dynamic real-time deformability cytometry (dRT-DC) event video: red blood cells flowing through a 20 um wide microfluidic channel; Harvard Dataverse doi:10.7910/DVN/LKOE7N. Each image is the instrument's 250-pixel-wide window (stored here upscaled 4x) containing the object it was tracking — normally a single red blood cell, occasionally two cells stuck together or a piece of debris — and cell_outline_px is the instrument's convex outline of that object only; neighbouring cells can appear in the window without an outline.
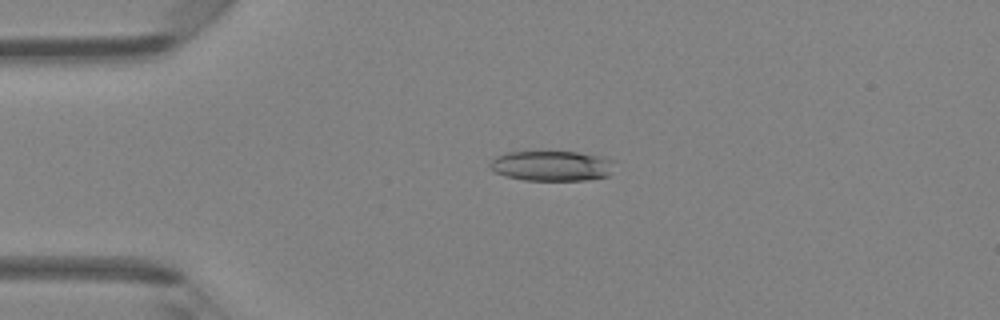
{"species": "Egyptian fruit bat (a non-hibernating species)", "species_latin": "Rousettus aegyptiacus", "temperature_condition": "room temperature", "stored_images_in_passage": 38, "camera_frame_rate_fps": 3000, "um_per_image_px": 0.085, "animal": {"sex": "female"}, "frame": {"image": 1, "passage_image": 2, "time_ms": 0.333, "image_size_px": [1000, 320], "cell_outline_px": [[616, 160], [608, 176], [584, 180], [524, 180], [504, 176], [488, 168], [488, 164], [496, 156], [508, 152], [544, 148], [576, 152], [600, 156]], "centroid_in_image_um": [46.85, 14.04], "position_along_channel_um": 38.2, "area_um2": 22.95}}
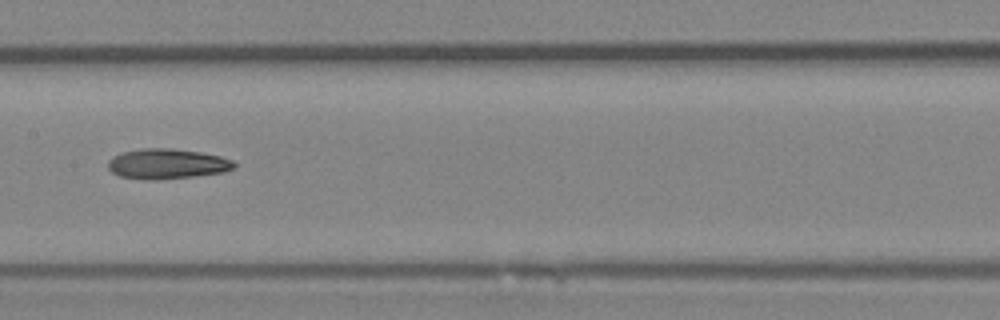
{"frame": {"image": 2, "passage_image": 15, "time_ms": 4.667, "image_size_px": [1000, 320], "cell_outline_px": [[236, 164], [232, 168], [224, 172], [192, 176], [152, 180], [144, 180], [120, 176], [112, 172], [108, 168], [108, 160], [112, 156], [124, 152], [144, 148], [172, 148], [200, 152], [220, 156], [232, 160]], "centroid_in_image_um": [14.17, 13.92], "position_along_channel_um": 193.2, "area_um2": 22.02}}
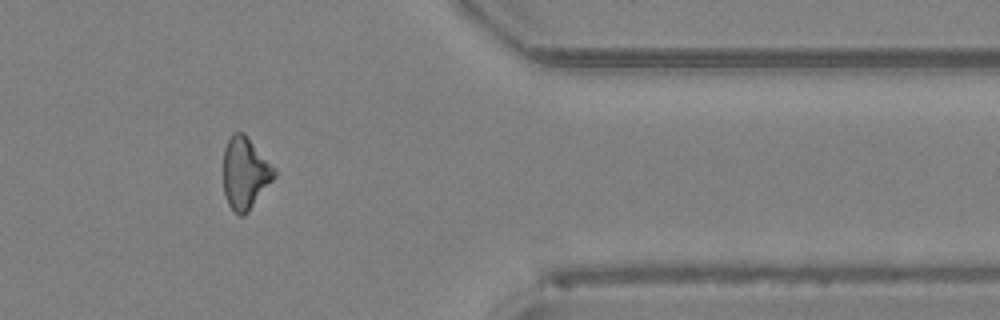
{"frame": {"image": 3, "passage_image": 30, "time_ms": 9.667, "image_size_px": [1000, 320], "cell_outline_px": [[276, 176], [248, 212], [244, 216], [240, 216], [228, 204], [224, 192], [224, 148], [232, 132], [244, 132], [276, 168]], "centroid_in_image_um": [20.85, 14.69], "position_along_channel_um": 390.6, "area_um2": 21.39}}